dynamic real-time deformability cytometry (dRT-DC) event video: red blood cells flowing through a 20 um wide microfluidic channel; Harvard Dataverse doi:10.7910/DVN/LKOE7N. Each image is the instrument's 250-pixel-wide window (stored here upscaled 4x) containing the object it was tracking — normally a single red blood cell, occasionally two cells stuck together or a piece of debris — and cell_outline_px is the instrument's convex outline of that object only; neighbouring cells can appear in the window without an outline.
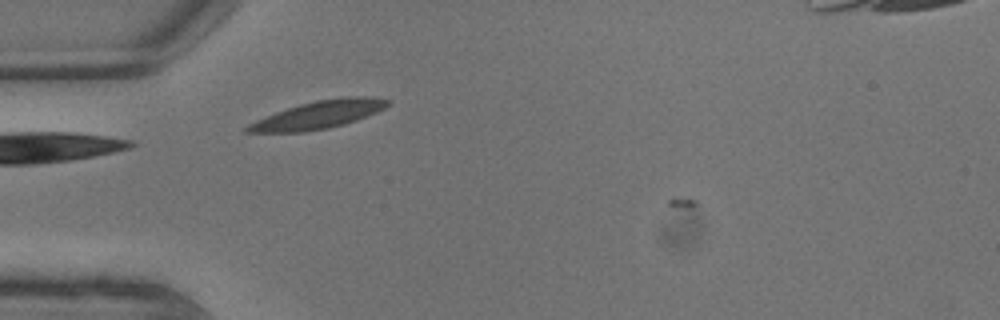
{"species": "common noctule bat (a hibernating species)", "species_latin": "Nyctalus noctula", "temperature_condition": "warm", "stored_images_in_passage": 5, "camera_frame_rate_fps": 3000, "um_per_image_px": 0.085, "animal": {"sex": "male", "body_mass_g": 13.3}, "frame": {"image": 1, "passage_image": 4, "time_ms": 1.0, "image_size_px": [1000, 320], "cell_outline_px": [[392, 104], [376, 112], [356, 120], [344, 124], [328, 128], [304, 132], [244, 132], [244, 128], [248, 124], [256, 120], [276, 112], [300, 104], [316, 100], [344, 96], [372, 96], [388, 100]], "centroid_in_image_um": [27.09, 9.74], "position_along_channel_um": 57.9, "area_um2": 22.66}}